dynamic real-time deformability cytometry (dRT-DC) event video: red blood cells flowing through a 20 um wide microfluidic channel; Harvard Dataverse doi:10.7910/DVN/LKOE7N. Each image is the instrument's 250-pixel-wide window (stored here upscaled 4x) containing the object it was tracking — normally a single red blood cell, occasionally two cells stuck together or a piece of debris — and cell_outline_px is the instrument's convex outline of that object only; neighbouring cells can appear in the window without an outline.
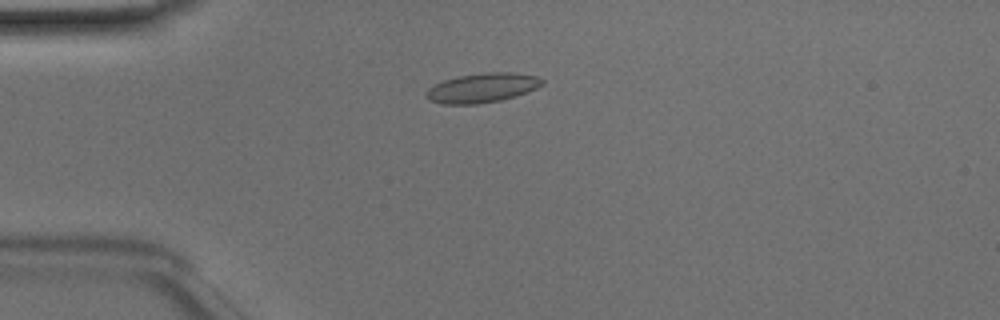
{"species": "Egyptian fruit bat (a non-hibernating species)", "species_latin": "Rousettus aegyptiacus", "temperature_condition": "room temperature", "stored_images_in_passage": 42, "camera_frame_rate_fps": 3000, "um_per_image_px": 0.085, "animal": {"sex": "male"}, "frame": {"image": 1, "passage_image": 5, "time_ms": 1.333, "image_size_px": [1000, 320], "cell_outline_px": [[544, 84], [536, 88], [516, 96], [500, 100], [476, 104], [440, 104], [428, 100], [428, 88], [444, 80], [460, 76], [488, 72], [512, 72], [536, 76], [544, 80]], "centroid_in_image_um": [41.02, 7.47], "position_along_channel_um": 44.0, "area_um2": 19.65}}
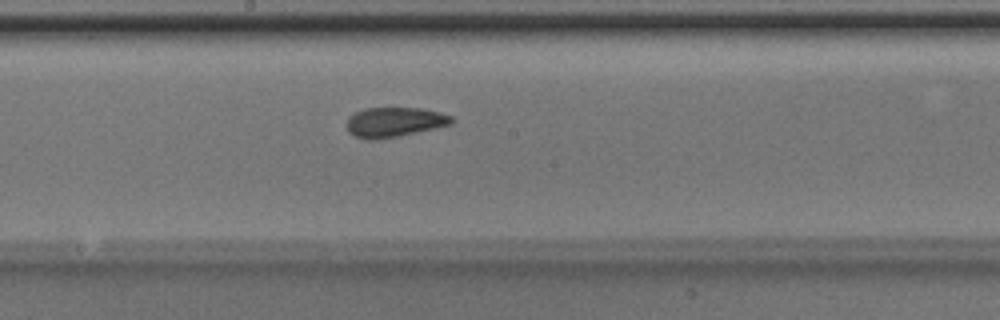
{"frame": {"image": 2, "passage_image": 19, "time_ms": 6.0, "image_size_px": [1000, 320], "cell_outline_px": [[452, 124], [396, 136], [372, 140], [364, 140], [348, 132], [348, 116], [364, 108], [420, 108], [440, 112], [452, 116]], "centroid_in_image_um": [33.5, 10.37], "position_along_channel_um": 214.7, "area_um2": 17.92}}
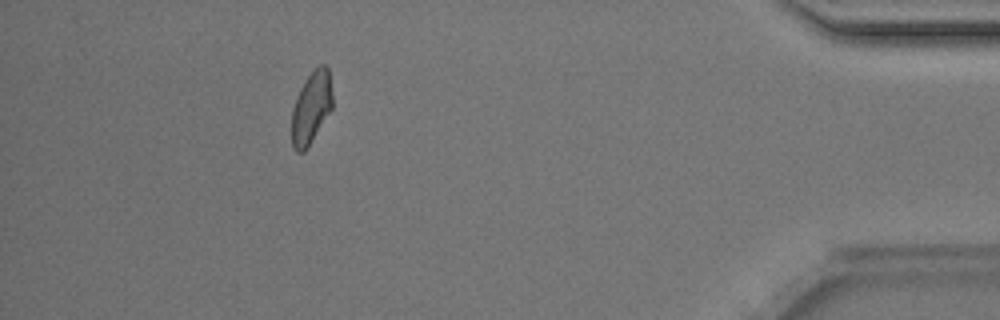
{"frame": {"image": 3, "passage_image": 37, "time_ms": 12.0, "image_size_px": [1000, 320], "cell_outline_px": [[332, 108], [304, 152], [296, 152], [292, 148], [292, 108], [296, 96], [300, 88], [308, 76], [320, 64], [324, 64], [328, 68], [332, 92]], "centroid_in_image_um": [26.44, 9.15], "position_along_channel_um": 408.8, "area_um2": 16.94}, "authors_computed_cell_mechanics": {"area_um2": 17.8891, "velocity_mm_per_s": 4.1167, "shape_relaxation_time_tau1_ms": null, "shape_relaxation_time_tau2_ms": 1.586, "deformation_change_tau1": null, "deformation_change_tau2": 0.0653}}